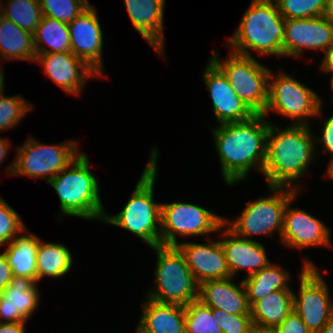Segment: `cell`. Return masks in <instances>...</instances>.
I'll use <instances>...</instances> for the list:
<instances>
[{
    "label": "cell",
    "instance_id": "cell-33",
    "mask_svg": "<svg viewBox=\"0 0 333 333\" xmlns=\"http://www.w3.org/2000/svg\"><path fill=\"white\" fill-rule=\"evenodd\" d=\"M40 4L43 16L67 24L91 5L88 0H40Z\"/></svg>",
    "mask_w": 333,
    "mask_h": 333
},
{
    "label": "cell",
    "instance_id": "cell-30",
    "mask_svg": "<svg viewBox=\"0 0 333 333\" xmlns=\"http://www.w3.org/2000/svg\"><path fill=\"white\" fill-rule=\"evenodd\" d=\"M0 6V14L18 27L34 33L43 18L40 0H6Z\"/></svg>",
    "mask_w": 333,
    "mask_h": 333
},
{
    "label": "cell",
    "instance_id": "cell-29",
    "mask_svg": "<svg viewBox=\"0 0 333 333\" xmlns=\"http://www.w3.org/2000/svg\"><path fill=\"white\" fill-rule=\"evenodd\" d=\"M33 39L36 54L71 52L70 32L65 22L43 16Z\"/></svg>",
    "mask_w": 333,
    "mask_h": 333
},
{
    "label": "cell",
    "instance_id": "cell-44",
    "mask_svg": "<svg viewBox=\"0 0 333 333\" xmlns=\"http://www.w3.org/2000/svg\"><path fill=\"white\" fill-rule=\"evenodd\" d=\"M248 333H276L275 329L253 325Z\"/></svg>",
    "mask_w": 333,
    "mask_h": 333
},
{
    "label": "cell",
    "instance_id": "cell-13",
    "mask_svg": "<svg viewBox=\"0 0 333 333\" xmlns=\"http://www.w3.org/2000/svg\"><path fill=\"white\" fill-rule=\"evenodd\" d=\"M283 56L301 58L305 49L322 51L333 43V22L325 16L284 20Z\"/></svg>",
    "mask_w": 333,
    "mask_h": 333
},
{
    "label": "cell",
    "instance_id": "cell-46",
    "mask_svg": "<svg viewBox=\"0 0 333 333\" xmlns=\"http://www.w3.org/2000/svg\"><path fill=\"white\" fill-rule=\"evenodd\" d=\"M319 333H333V317L329 322L323 327Z\"/></svg>",
    "mask_w": 333,
    "mask_h": 333
},
{
    "label": "cell",
    "instance_id": "cell-49",
    "mask_svg": "<svg viewBox=\"0 0 333 333\" xmlns=\"http://www.w3.org/2000/svg\"><path fill=\"white\" fill-rule=\"evenodd\" d=\"M325 177H327L328 176V178L330 177V178H333V165L326 171V173H325V175H324Z\"/></svg>",
    "mask_w": 333,
    "mask_h": 333
},
{
    "label": "cell",
    "instance_id": "cell-26",
    "mask_svg": "<svg viewBox=\"0 0 333 333\" xmlns=\"http://www.w3.org/2000/svg\"><path fill=\"white\" fill-rule=\"evenodd\" d=\"M24 233L7 244L3 253L12 268L13 276H25L37 283L36 252L40 238L28 229Z\"/></svg>",
    "mask_w": 333,
    "mask_h": 333
},
{
    "label": "cell",
    "instance_id": "cell-8",
    "mask_svg": "<svg viewBox=\"0 0 333 333\" xmlns=\"http://www.w3.org/2000/svg\"><path fill=\"white\" fill-rule=\"evenodd\" d=\"M75 140L57 144H42L33 137L27 138L22 147L16 146V157L6 168L7 176H28L47 182L72 163L81 153Z\"/></svg>",
    "mask_w": 333,
    "mask_h": 333
},
{
    "label": "cell",
    "instance_id": "cell-39",
    "mask_svg": "<svg viewBox=\"0 0 333 333\" xmlns=\"http://www.w3.org/2000/svg\"><path fill=\"white\" fill-rule=\"evenodd\" d=\"M13 278L12 268L10 267L7 257L0 253V294L9 285Z\"/></svg>",
    "mask_w": 333,
    "mask_h": 333
},
{
    "label": "cell",
    "instance_id": "cell-43",
    "mask_svg": "<svg viewBox=\"0 0 333 333\" xmlns=\"http://www.w3.org/2000/svg\"><path fill=\"white\" fill-rule=\"evenodd\" d=\"M10 147V140L0 137V165L6 159Z\"/></svg>",
    "mask_w": 333,
    "mask_h": 333
},
{
    "label": "cell",
    "instance_id": "cell-1",
    "mask_svg": "<svg viewBox=\"0 0 333 333\" xmlns=\"http://www.w3.org/2000/svg\"><path fill=\"white\" fill-rule=\"evenodd\" d=\"M269 128L270 122L263 114L211 128L225 185L245 181L251 169L262 173Z\"/></svg>",
    "mask_w": 333,
    "mask_h": 333
},
{
    "label": "cell",
    "instance_id": "cell-32",
    "mask_svg": "<svg viewBox=\"0 0 333 333\" xmlns=\"http://www.w3.org/2000/svg\"><path fill=\"white\" fill-rule=\"evenodd\" d=\"M4 88L0 90V131H6L19 124L33 105L22 96H5Z\"/></svg>",
    "mask_w": 333,
    "mask_h": 333
},
{
    "label": "cell",
    "instance_id": "cell-7",
    "mask_svg": "<svg viewBox=\"0 0 333 333\" xmlns=\"http://www.w3.org/2000/svg\"><path fill=\"white\" fill-rule=\"evenodd\" d=\"M323 101L305 84L282 70L275 75L270 71L268 78V103L263 115L271 111L287 119L293 125H310L309 119L323 116Z\"/></svg>",
    "mask_w": 333,
    "mask_h": 333
},
{
    "label": "cell",
    "instance_id": "cell-14",
    "mask_svg": "<svg viewBox=\"0 0 333 333\" xmlns=\"http://www.w3.org/2000/svg\"><path fill=\"white\" fill-rule=\"evenodd\" d=\"M298 195L299 193L287 203L285 208L280 242L287 248L299 250L307 247L332 246L331 231L323 221L304 209L291 207V203Z\"/></svg>",
    "mask_w": 333,
    "mask_h": 333
},
{
    "label": "cell",
    "instance_id": "cell-48",
    "mask_svg": "<svg viewBox=\"0 0 333 333\" xmlns=\"http://www.w3.org/2000/svg\"><path fill=\"white\" fill-rule=\"evenodd\" d=\"M321 71H323V73H325V74L326 73L327 74H332V75H330L331 76V78H330V87H331V90L333 92V70H321Z\"/></svg>",
    "mask_w": 333,
    "mask_h": 333
},
{
    "label": "cell",
    "instance_id": "cell-25",
    "mask_svg": "<svg viewBox=\"0 0 333 333\" xmlns=\"http://www.w3.org/2000/svg\"><path fill=\"white\" fill-rule=\"evenodd\" d=\"M292 290H276L250 306L253 325L275 329L293 311Z\"/></svg>",
    "mask_w": 333,
    "mask_h": 333
},
{
    "label": "cell",
    "instance_id": "cell-22",
    "mask_svg": "<svg viewBox=\"0 0 333 333\" xmlns=\"http://www.w3.org/2000/svg\"><path fill=\"white\" fill-rule=\"evenodd\" d=\"M138 333H186L185 306L160 303L146 297Z\"/></svg>",
    "mask_w": 333,
    "mask_h": 333
},
{
    "label": "cell",
    "instance_id": "cell-18",
    "mask_svg": "<svg viewBox=\"0 0 333 333\" xmlns=\"http://www.w3.org/2000/svg\"><path fill=\"white\" fill-rule=\"evenodd\" d=\"M208 243L179 242L177 248L183 254L194 279L198 284L206 280L226 279L232 277L220 240Z\"/></svg>",
    "mask_w": 333,
    "mask_h": 333
},
{
    "label": "cell",
    "instance_id": "cell-36",
    "mask_svg": "<svg viewBox=\"0 0 333 333\" xmlns=\"http://www.w3.org/2000/svg\"><path fill=\"white\" fill-rule=\"evenodd\" d=\"M212 313L223 333H248L253 326L250 315H235L220 309H212Z\"/></svg>",
    "mask_w": 333,
    "mask_h": 333
},
{
    "label": "cell",
    "instance_id": "cell-23",
    "mask_svg": "<svg viewBox=\"0 0 333 333\" xmlns=\"http://www.w3.org/2000/svg\"><path fill=\"white\" fill-rule=\"evenodd\" d=\"M37 283L25 276H13L9 285L0 294V305L14 309V322H27L40 301Z\"/></svg>",
    "mask_w": 333,
    "mask_h": 333
},
{
    "label": "cell",
    "instance_id": "cell-34",
    "mask_svg": "<svg viewBox=\"0 0 333 333\" xmlns=\"http://www.w3.org/2000/svg\"><path fill=\"white\" fill-rule=\"evenodd\" d=\"M279 12L286 19L324 16L326 0H275Z\"/></svg>",
    "mask_w": 333,
    "mask_h": 333
},
{
    "label": "cell",
    "instance_id": "cell-6",
    "mask_svg": "<svg viewBox=\"0 0 333 333\" xmlns=\"http://www.w3.org/2000/svg\"><path fill=\"white\" fill-rule=\"evenodd\" d=\"M156 254L153 289L147 298L160 303L188 305L198 299L199 284L176 246L152 247Z\"/></svg>",
    "mask_w": 333,
    "mask_h": 333
},
{
    "label": "cell",
    "instance_id": "cell-5",
    "mask_svg": "<svg viewBox=\"0 0 333 333\" xmlns=\"http://www.w3.org/2000/svg\"><path fill=\"white\" fill-rule=\"evenodd\" d=\"M86 153L49 180L60 200V216L103 221L106 213L100 198L99 181L91 172Z\"/></svg>",
    "mask_w": 333,
    "mask_h": 333
},
{
    "label": "cell",
    "instance_id": "cell-16",
    "mask_svg": "<svg viewBox=\"0 0 333 333\" xmlns=\"http://www.w3.org/2000/svg\"><path fill=\"white\" fill-rule=\"evenodd\" d=\"M202 80L209 90L216 122H243L255 113L238 97L223 72L209 59Z\"/></svg>",
    "mask_w": 333,
    "mask_h": 333
},
{
    "label": "cell",
    "instance_id": "cell-15",
    "mask_svg": "<svg viewBox=\"0 0 333 333\" xmlns=\"http://www.w3.org/2000/svg\"><path fill=\"white\" fill-rule=\"evenodd\" d=\"M68 27L71 52L92 68L100 78H104V37L95 6L90 5L75 20L68 23Z\"/></svg>",
    "mask_w": 333,
    "mask_h": 333
},
{
    "label": "cell",
    "instance_id": "cell-28",
    "mask_svg": "<svg viewBox=\"0 0 333 333\" xmlns=\"http://www.w3.org/2000/svg\"><path fill=\"white\" fill-rule=\"evenodd\" d=\"M64 244L39 241L36 252L37 283L44 277L60 278L72 269L73 257Z\"/></svg>",
    "mask_w": 333,
    "mask_h": 333
},
{
    "label": "cell",
    "instance_id": "cell-41",
    "mask_svg": "<svg viewBox=\"0 0 333 333\" xmlns=\"http://www.w3.org/2000/svg\"><path fill=\"white\" fill-rule=\"evenodd\" d=\"M14 309L10 305H0V323H13Z\"/></svg>",
    "mask_w": 333,
    "mask_h": 333
},
{
    "label": "cell",
    "instance_id": "cell-47",
    "mask_svg": "<svg viewBox=\"0 0 333 333\" xmlns=\"http://www.w3.org/2000/svg\"><path fill=\"white\" fill-rule=\"evenodd\" d=\"M4 70L2 69V66H0V90L5 87L6 85L4 84V80H5V75H4Z\"/></svg>",
    "mask_w": 333,
    "mask_h": 333
},
{
    "label": "cell",
    "instance_id": "cell-24",
    "mask_svg": "<svg viewBox=\"0 0 333 333\" xmlns=\"http://www.w3.org/2000/svg\"><path fill=\"white\" fill-rule=\"evenodd\" d=\"M35 58L33 34L21 29L0 14V61L3 62L4 59V61L34 62ZM2 62H0V66Z\"/></svg>",
    "mask_w": 333,
    "mask_h": 333
},
{
    "label": "cell",
    "instance_id": "cell-21",
    "mask_svg": "<svg viewBox=\"0 0 333 333\" xmlns=\"http://www.w3.org/2000/svg\"><path fill=\"white\" fill-rule=\"evenodd\" d=\"M234 278L206 280L199 284L198 300L212 309L235 315H250V306L243 281Z\"/></svg>",
    "mask_w": 333,
    "mask_h": 333
},
{
    "label": "cell",
    "instance_id": "cell-19",
    "mask_svg": "<svg viewBox=\"0 0 333 333\" xmlns=\"http://www.w3.org/2000/svg\"><path fill=\"white\" fill-rule=\"evenodd\" d=\"M222 230V231H221ZM218 235L225 252L227 266L234 278L239 270L247 271V276L253 275L270 262L265 246L257 240H249L238 236L225 223L219 228Z\"/></svg>",
    "mask_w": 333,
    "mask_h": 333
},
{
    "label": "cell",
    "instance_id": "cell-9",
    "mask_svg": "<svg viewBox=\"0 0 333 333\" xmlns=\"http://www.w3.org/2000/svg\"><path fill=\"white\" fill-rule=\"evenodd\" d=\"M216 50L210 60L223 72L238 97L255 113L263 114L268 103V78L271 69L249 56L230 51L220 60Z\"/></svg>",
    "mask_w": 333,
    "mask_h": 333
},
{
    "label": "cell",
    "instance_id": "cell-2",
    "mask_svg": "<svg viewBox=\"0 0 333 333\" xmlns=\"http://www.w3.org/2000/svg\"><path fill=\"white\" fill-rule=\"evenodd\" d=\"M310 128V125L290 124L282 129L270 122L262 170L267 186L285 187L300 192L297 183L308 173L309 165L318 152V145Z\"/></svg>",
    "mask_w": 333,
    "mask_h": 333
},
{
    "label": "cell",
    "instance_id": "cell-40",
    "mask_svg": "<svg viewBox=\"0 0 333 333\" xmlns=\"http://www.w3.org/2000/svg\"><path fill=\"white\" fill-rule=\"evenodd\" d=\"M26 322L0 323V333H25Z\"/></svg>",
    "mask_w": 333,
    "mask_h": 333
},
{
    "label": "cell",
    "instance_id": "cell-27",
    "mask_svg": "<svg viewBox=\"0 0 333 333\" xmlns=\"http://www.w3.org/2000/svg\"><path fill=\"white\" fill-rule=\"evenodd\" d=\"M290 275V272L284 270L280 265L269 263L253 275L242 279L249 306L276 290H293L288 285Z\"/></svg>",
    "mask_w": 333,
    "mask_h": 333
},
{
    "label": "cell",
    "instance_id": "cell-4",
    "mask_svg": "<svg viewBox=\"0 0 333 333\" xmlns=\"http://www.w3.org/2000/svg\"><path fill=\"white\" fill-rule=\"evenodd\" d=\"M284 18L275 0H252L226 45L236 54L283 56Z\"/></svg>",
    "mask_w": 333,
    "mask_h": 333
},
{
    "label": "cell",
    "instance_id": "cell-38",
    "mask_svg": "<svg viewBox=\"0 0 333 333\" xmlns=\"http://www.w3.org/2000/svg\"><path fill=\"white\" fill-rule=\"evenodd\" d=\"M276 333H311L301 318L292 311L276 328Z\"/></svg>",
    "mask_w": 333,
    "mask_h": 333
},
{
    "label": "cell",
    "instance_id": "cell-12",
    "mask_svg": "<svg viewBox=\"0 0 333 333\" xmlns=\"http://www.w3.org/2000/svg\"><path fill=\"white\" fill-rule=\"evenodd\" d=\"M298 294H293V311L311 333H319L333 317V299L316 264L304 259Z\"/></svg>",
    "mask_w": 333,
    "mask_h": 333
},
{
    "label": "cell",
    "instance_id": "cell-11",
    "mask_svg": "<svg viewBox=\"0 0 333 333\" xmlns=\"http://www.w3.org/2000/svg\"><path fill=\"white\" fill-rule=\"evenodd\" d=\"M224 223V216L196 204L161 203V245L177 246V235L187 239L216 233Z\"/></svg>",
    "mask_w": 333,
    "mask_h": 333
},
{
    "label": "cell",
    "instance_id": "cell-37",
    "mask_svg": "<svg viewBox=\"0 0 333 333\" xmlns=\"http://www.w3.org/2000/svg\"><path fill=\"white\" fill-rule=\"evenodd\" d=\"M322 136H315V143H321V149L331 153L326 171L333 165V115L323 120Z\"/></svg>",
    "mask_w": 333,
    "mask_h": 333
},
{
    "label": "cell",
    "instance_id": "cell-42",
    "mask_svg": "<svg viewBox=\"0 0 333 333\" xmlns=\"http://www.w3.org/2000/svg\"><path fill=\"white\" fill-rule=\"evenodd\" d=\"M321 70H333V43L324 52V58L320 64Z\"/></svg>",
    "mask_w": 333,
    "mask_h": 333
},
{
    "label": "cell",
    "instance_id": "cell-45",
    "mask_svg": "<svg viewBox=\"0 0 333 333\" xmlns=\"http://www.w3.org/2000/svg\"><path fill=\"white\" fill-rule=\"evenodd\" d=\"M324 16L333 22V0H326Z\"/></svg>",
    "mask_w": 333,
    "mask_h": 333
},
{
    "label": "cell",
    "instance_id": "cell-20",
    "mask_svg": "<svg viewBox=\"0 0 333 333\" xmlns=\"http://www.w3.org/2000/svg\"><path fill=\"white\" fill-rule=\"evenodd\" d=\"M133 28L141 34L156 53L164 54L165 0H124Z\"/></svg>",
    "mask_w": 333,
    "mask_h": 333
},
{
    "label": "cell",
    "instance_id": "cell-10",
    "mask_svg": "<svg viewBox=\"0 0 333 333\" xmlns=\"http://www.w3.org/2000/svg\"><path fill=\"white\" fill-rule=\"evenodd\" d=\"M273 195L248 201L235 220L225 217V224L238 236L252 240L253 235H273L283 230L284 211L287 203L299 192L285 187L268 186Z\"/></svg>",
    "mask_w": 333,
    "mask_h": 333
},
{
    "label": "cell",
    "instance_id": "cell-3",
    "mask_svg": "<svg viewBox=\"0 0 333 333\" xmlns=\"http://www.w3.org/2000/svg\"><path fill=\"white\" fill-rule=\"evenodd\" d=\"M158 149L152 148L134 192L115 215L105 213L102 223L121 227L140 237L150 248L161 245V203L154 200Z\"/></svg>",
    "mask_w": 333,
    "mask_h": 333
},
{
    "label": "cell",
    "instance_id": "cell-17",
    "mask_svg": "<svg viewBox=\"0 0 333 333\" xmlns=\"http://www.w3.org/2000/svg\"><path fill=\"white\" fill-rule=\"evenodd\" d=\"M34 62L39 63L45 75L69 95L80 96L89 77H100L72 52L36 54Z\"/></svg>",
    "mask_w": 333,
    "mask_h": 333
},
{
    "label": "cell",
    "instance_id": "cell-31",
    "mask_svg": "<svg viewBox=\"0 0 333 333\" xmlns=\"http://www.w3.org/2000/svg\"><path fill=\"white\" fill-rule=\"evenodd\" d=\"M185 326L186 333H223L216 324L212 308L198 299L185 306Z\"/></svg>",
    "mask_w": 333,
    "mask_h": 333
},
{
    "label": "cell",
    "instance_id": "cell-35",
    "mask_svg": "<svg viewBox=\"0 0 333 333\" xmlns=\"http://www.w3.org/2000/svg\"><path fill=\"white\" fill-rule=\"evenodd\" d=\"M27 227L15 211L2 197H0V249L9 244Z\"/></svg>",
    "mask_w": 333,
    "mask_h": 333
}]
</instances>
